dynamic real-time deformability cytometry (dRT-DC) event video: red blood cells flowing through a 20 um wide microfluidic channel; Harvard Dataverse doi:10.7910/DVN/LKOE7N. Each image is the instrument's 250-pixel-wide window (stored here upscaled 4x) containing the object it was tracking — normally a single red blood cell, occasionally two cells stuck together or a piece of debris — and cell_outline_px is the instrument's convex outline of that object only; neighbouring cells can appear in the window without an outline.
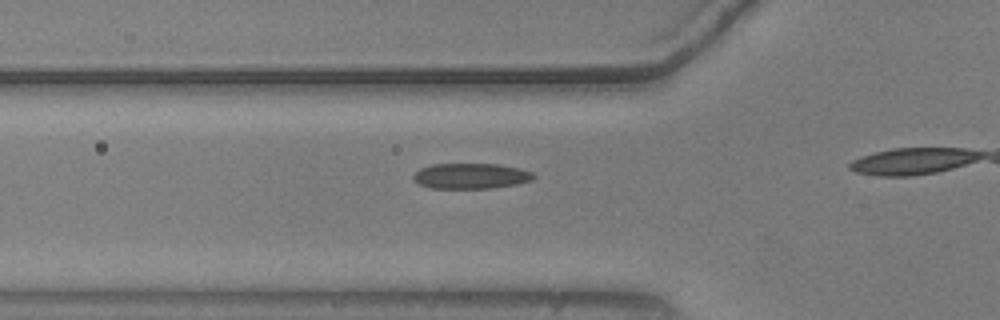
{"species": "common noctule bat (a hibernating species)", "species_latin": "Nyctalus noctula", "temperature_condition": "warm", "stored_images_in_passage": 17, "camera_frame_rate_fps": 3000, "um_per_image_px": 0.085, "animal": {"sex": "male", "body_mass_g": 20.5, "forearm_length_mm": 52.5}, "frame": {"image": 1, "passage_image": 12, "time_ms": 3.667, "image_size_px": [1000, 320], "cell_outline_px": [[536, 176], [532, 180], [516, 184], [492, 188], [428, 188], [412, 180], [412, 176], [420, 168], [432, 164], [496, 164], [520, 168], [532, 172]], "centroid_in_image_um": [40.0, 14.96], "position_along_channel_um": 85.8, "area_um2": 17.92}}
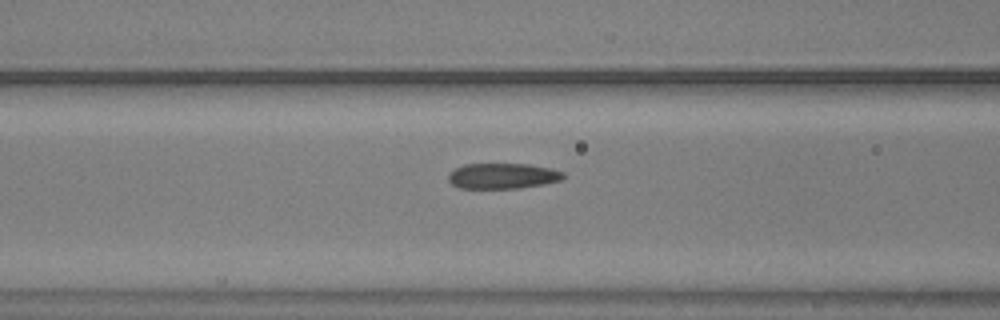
{"frame": {"image": 2, "passage_image": 15, "time_ms": 4.667, "image_size_px": [1000, 320], "cell_outline_px": [[564, 176], [560, 180], [544, 184], [520, 188], [460, 188], [452, 184], [448, 180], [448, 176], [456, 168], [464, 164], [528, 164], [552, 168], [564, 172]], "centroid_in_image_um": [42.74, 14.95], "position_along_channel_um": 123.9, "area_um2": 17.05}}